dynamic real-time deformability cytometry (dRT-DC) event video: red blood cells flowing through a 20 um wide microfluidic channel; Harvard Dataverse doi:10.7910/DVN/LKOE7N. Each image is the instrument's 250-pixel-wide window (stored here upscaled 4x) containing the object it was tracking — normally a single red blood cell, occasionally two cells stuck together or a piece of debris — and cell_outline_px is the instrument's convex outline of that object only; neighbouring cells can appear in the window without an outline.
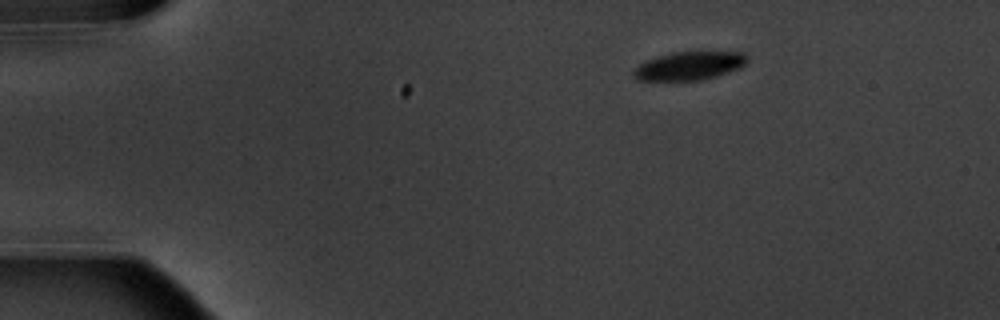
{"species": "common noctule bat (a hibernating species)", "species_latin": "Nyctalus noctula", "temperature_condition": "warm", "stored_images_in_passage": 4, "camera_frame_rate_fps": 3000, "um_per_image_px": 0.085, "animal": {"sex": "male", "body_mass_g": 20.1, "forearm_length_mm": 53.5}, "frame": {"image": 1, "passage_image": 1, "time_ms": 0.0, "image_size_px": [1000, 320], "cell_outline_px": [[748, 60], [740, 68], [728, 72], [700, 80], [636, 80], [632, 76], [632, 72], [644, 60], [672, 52], [744, 52], [748, 56]], "centroid_in_image_um": [58.57, 5.59], "position_along_channel_um": 26.4, "area_um2": 18.73}}
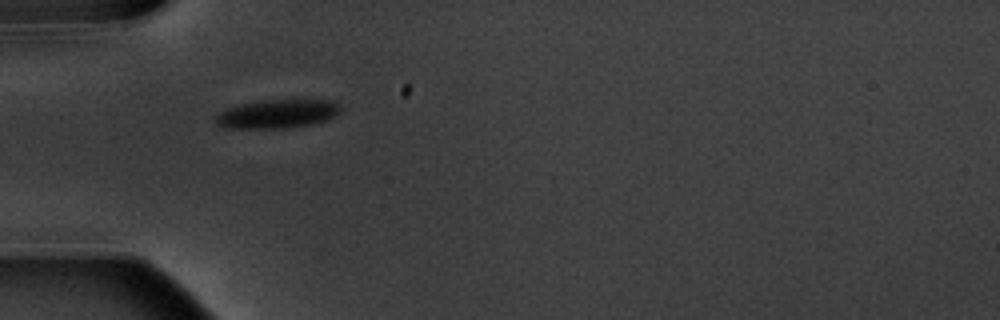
{"frame": {"image": 2, "passage_image": 3, "time_ms": 3.0, "image_size_px": [1000, 320], "cell_outline_px": [[340, 112], [336, 116], [324, 120], [308, 124], [284, 128], [228, 128], [216, 124], [212, 120], [212, 116], [228, 108], [240, 104], [260, 100], [332, 100], [340, 104]], "centroid_in_image_um": [23.52, 9.67], "position_along_channel_um": 61.5, "area_um2": 20.92}}